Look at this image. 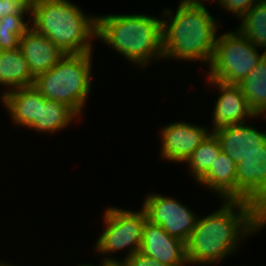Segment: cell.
<instances>
[{"instance_id": "obj_1", "label": "cell", "mask_w": 266, "mask_h": 266, "mask_svg": "<svg viewBox=\"0 0 266 266\" xmlns=\"http://www.w3.org/2000/svg\"><path fill=\"white\" fill-rule=\"evenodd\" d=\"M265 226L266 215L253 203L221 201L218 210L198 217L186 243L188 265L221 263L239 249L243 239Z\"/></svg>"}, {"instance_id": "obj_2", "label": "cell", "mask_w": 266, "mask_h": 266, "mask_svg": "<svg viewBox=\"0 0 266 266\" xmlns=\"http://www.w3.org/2000/svg\"><path fill=\"white\" fill-rule=\"evenodd\" d=\"M166 8L161 12L163 59L209 65L221 24L206 7L179 4L175 13Z\"/></svg>"}, {"instance_id": "obj_3", "label": "cell", "mask_w": 266, "mask_h": 266, "mask_svg": "<svg viewBox=\"0 0 266 266\" xmlns=\"http://www.w3.org/2000/svg\"><path fill=\"white\" fill-rule=\"evenodd\" d=\"M96 38L139 68L163 59L161 17L144 13L97 16Z\"/></svg>"}, {"instance_id": "obj_4", "label": "cell", "mask_w": 266, "mask_h": 266, "mask_svg": "<svg viewBox=\"0 0 266 266\" xmlns=\"http://www.w3.org/2000/svg\"><path fill=\"white\" fill-rule=\"evenodd\" d=\"M31 27L47 36L65 54L93 52L97 16L68 0H30Z\"/></svg>"}, {"instance_id": "obj_5", "label": "cell", "mask_w": 266, "mask_h": 266, "mask_svg": "<svg viewBox=\"0 0 266 266\" xmlns=\"http://www.w3.org/2000/svg\"><path fill=\"white\" fill-rule=\"evenodd\" d=\"M93 52L65 54L49 71L40 74L33 86L47 99L70 106L80 117L92 86Z\"/></svg>"}, {"instance_id": "obj_6", "label": "cell", "mask_w": 266, "mask_h": 266, "mask_svg": "<svg viewBox=\"0 0 266 266\" xmlns=\"http://www.w3.org/2000/svg\"><path fill=\"white\" fill-rule=\"evenodd\" d=\"M234 30L217 35L206 79L238 85L266 55L237 28Z\"/></svg>"}, {"instance_id": "obj_7", "label": "cell", "mask_w": 266, "mask_h": 266, "mask_svg": "<svg viewBox=\"0 0 266 266\" xmlns=\"http://www.w3.org/2000/svg\"><path fill=\"white\" fill-rule=\"evenodd\" d=\"M103 215L104 230L93 246L98 254H106L105 257L102 256L103 262L119 261L118 258L115 259V256L111 257L110 254L114 255L115 252L119 253L124 249L128 253L120 261H124L140 251L143 228L147 221L146 213L142 207L140 211H131L110 206L109 208L106 207Z\"/></svg>"}, {"instance_id": "obj_8", "label": "cell", "mask_w": 266, "mask_h": 266, "mask_svg": "<svg viewBox=\"0 0 266 266\" xmlns=\"http://www.w3.org/2000/svg\"><path fill=\"white\" fill-rule=\"evenodd\" d=\"M147 220L160 225L170 236L187 243L198 217L176 198L148 193L142 204Z\"/></svg>"}, {"instance_id": "obj_9", "label": "cell", "mask_w": 266, "mask_h": 266, "mask_svg": "<svg viewBox=\"0 0 266 266\" xmlns=\"http://www.w3.org/2000/svg\"><path fill=\"white\" fill-rule=\"evenodd\" d=\"M206 80L209 86L217 87L216 90L220 93L214 102L213 123L211 129H208L210 134L234 124L245 123L247 119L261 117L252 111L239 85L225 84L213 79Z\"/></svg>"}, {"instance_id": "obj_10", "label": "cell", "mask_w": 266, "mask_h": 266, "mask_svg": "<svg viewBox=\"0 0 266 266\" xmlns=\"http://www.w3.org/2000/svg\"><path fill=\"white\" fill-rule=\"evenodd\" d=\"M160 157L173 163H185L193 151L209 136L206 126L175 121L161 128Z\"/></svg>"}, {"instance_id": "obj_11", "label": "cell", "mask_w": 266, "mask_h": 266, "mask_svg": "<svg viewBox=\"0 0 266 266\" xmlns=\"http://www.w3.org/2000/svg\"><path fill=\"white\" fill-rule=\"evenodd\" d=\"M237 201L251 202L266 215V144L236 169Z\"/></svg>"}, {"instance_id": "obj_12", "label": "cell", "mask_w": 266, "mask_h": 266, "mask_svg": "<svg viewBox=\"0 0 266 266\" xmlns=\"http://www.w3.org/2000/svg\"><path fill=\"white\" fill-rule=\"evenodd\" d=\"M140 252L168 266L188 265L186 243L148 220L143 228Z\"/></svg>"}, {"instance_id": "obj_13", "label": "cell", "mask_w": 266, "mask_h": 266, "mask_svg": "<svg viewBox=\"0 0 266 266\" xmlns=\"http://www.w3.org/2000/svg\"><path fill=\"white\" fill-rule=\"evenodd\" d=\"M222 151L236 164L245 156L256 153L266 144V130H258L255 126L241 123L234 124L214 133Z\"/></svg>"}, {"instance_id": "obj_14", "label": "cell", "mask_w": 266, "mask_h": 266, "mask_svg": "<svg viewBox=\"0 0 266 266\" xmlns=\"http://www.w3.org/2000/svg\"><path fill=\"white\" fill-rule=\"evenodd\" d=\"M20 48L34 78L49 71L65 56L47 36L32 27L21 37Z\"/></svg>"}, {"instance_id": "obj_15", "label": "cell", "mask_w": 266, "mask_h": 266, "mask_svg": "<svg viewBox=\"0 0 266 266\" xmlns=\"http://www.w3.org/2000/svg\"><path fill=\"white\" fill-rule=\"evenodd\" d=\"M0 98L14 125L27 128L39 121L40 102L45 97L33 85L11 90Z\"/></svg>"}, {"instance_id": "obj_16", "label": "cell", "mask_w": 266, "mask_h": 266, "mask_svg": "<svg viewBox=\"0 0 266 266\" xmlns=\"http://www.w3.org/2000/svg\"><path fill=\"white\" fill-rule=\"evenodd\" d=\"M236 169L237 164L221 151L210 169L196 183L216 193L220 201H237Z\"/></svg>"}, {"instance_id": "obj_17", "label": "cell", "mask_w": 266, "mask_h": 266, "mask_svg": "<svg viewBox=\"0 0 266 266\" xmlns=\"http://www.w3.org/2000/svg\"><path fill=\"white\" fill-rule=\"evenodd\" d=\"M34 80L20 47L0 51V85L8 87L2 96L11 90L32 86Z\"/></svg>"}, {"instance_id": "obj_18", "label": "cell", "mask_w": 266, "mask_h": 266, "mask_svg": "<svg viewBox=\"0 0 266 266\" xmlns=\"http://www.w3.org/2000/svg\"><path fill=\"white\" fill-rule=\"evenodd\" d=\"M80 116L67 104L44 98L40 102L39 121H33L26 129H33L39 134L62 131Z\"/></svg>"}, {"instance_id": "obj_19", "label": "cell", "mask_w": 266, "mask_h": 266, "mask_svg": "<svg viewBox=\"0 0 266 266\" xmlns=\"http://www.w3.org/2000/svg\"><path fill=\"white\" fill-rule=\"evenodd\" d=\"M238 85L252 111L257 116H266V55Z\"/></svg>"}, {"instance_id": "obj_20", "label": "cell", "mask_w": 266, "mask_h": 266, "mask_svg": "<svg viewBox=\"0 0 266 266\" xmlns=\"http://www.w3.org/2000/svg\"><path fill=\"white\" fill-rule=\"evenodd\" d=\"M240 19L237 30L266 52V0H259Z\"/></svg>"}, {"instance_id": "obj_21", "label": "cell", "mask_w": 266, "mask_h": 266, "mask_svg": "<svg viewBox=\"0 0 266 266\" xmlns=\"http://www.w3.org/2000/svg\"><path fill=\"white\" fill-rule=\"evenodd\" d=\"M222 151L220 143L214 134L209 136L193 151L185 161L188 165L189 175L197 182L217 160Z\"/></svg>"}, {"instance_id": "obj_22", "label": "cell", "mask_w": 266, "mask_h": 266, "mask_svg": "<svg viewBox=\"0 0 266 266\" xmlns=\"http://www.w3.org/2000/svg\"><path fill=\"white\" fill-rule=\"evenodd\" d=\"M25 16L31 15H7L0 19V28L11 30L13 33L22 37L31 28V17L28 21ZM25 18V19H24ZM26 21V22H25Z\"/></svg>"}, {"instance_id": "obj_23", "label": "cell", "mask_w": 266, "mask_h": 266, "mask_svg": "<svg viewBox=\"0 0 266 266\" xmlns=\"http://www.w3.org/2000/svg\"><path fill=\"white\" fill-rule=\"evenodd\" d=\"M7 15H31L30 0H0V19Z\"/></svg>"}, {"instance_id": "obj_24", "label": "cell", "mask_w": 266, "mask_h": 266, "mask_svg": "<svg viewBox=\"0 0 266 266\" xmlns=\"http://www.w3.org/2000/svg\"><path fill=\"white\" fill-rule=\"evenodd\" d=\"M259 0H219L221 8L232 13L240 19Z\"/></svg>"}, {"instance_id": "obj_25", "label": "cell", "mask_w": 266, "mask_h": 266, "mask_svg": "<svg viewBox=\"0 0 266 266\" xmlns=\"http://www.w3.org/2000/svg\"><path fill=\"white\" fill-rule=\"evenodd\" d=\"M21 37L9 29L0 28V51L14 50L20 47Z\"/></svg>"}, {"instance_id": "obj_26", "label": "cell", "mask_w": 266, "mask_h": 266, "mask_svg": "<svg viewBox=\"0 0 266 266\" xmlns=\"http://www.w3.org/2000/svg\"><path fill=\"white\" fill-rule=\"evenodd\" d=\"M128 266H168L138 251L124 260Z\"/></svg>"}, {"instance_id": "obj_27", "label": "cell", "mask_w": 266, "mask_h": 266, "mask_svg": "<svg viewBox=\"0 0 266 266\" xmlns=\"http://www.w3.org/2000/svg\"><path fill=\"white\" fill-rule=\"evenodd\" d=\"M204 1L212 3V0H180L178 4L191 7H206V5H204ZM214 2H216L217 5L219 0H213V3Z\"/></svg>"}, {"instance_id": "obj_28", "label": "cell", "mask_w": 266, "mask_h": 266, "mask_svg": "<svg viewBox=\"0 0 266 266\" xmlns=\"http://www.w3.org/2000/svg\"><path fill=\"white\" fill-rule=\"evenodd\" d=\"M105 266H128L125 261H107Z\"/></svg>"}, {"instance_id": "obj_29", "label": "cell", "mask_w": 266, "mask_h": 266, "mask_svg": "<svg viewBox=\"0 0 266 266\" xmlns=\"http://www.w3.org/2000/svg\"><path fill=\"white\" fill-rule=\"evenodd\" d=\"M77 266H97V265H94V264H91V263H82V264H80V265H77ZM99 266V265H98ZM100 266H105V262H103V261H101L100 262Z\"/></svg>"}, {"instance_id": "obj_30", "label": "cell", "mask_w": 266, "mask_h": 266, "mask_svg": "<svg viewBox=\"0 0 266 266\" xmlns=\"http://www.w3.org/2000/svg\"><path fill=\"white\" fill-rule=\"evenodd\" d=\"M2 266H17V265L11 264L10 262L9 263L5 262Z\"/></svg>"}, {"instance_id": "obj_31", "label": "cell", "mask_w": 266, "mask_h": 266, "mask_svg": "<svg viewBox=\"0 0 266 266\" xmlns=\"http://www.w3.org/2000/svg\"><path fill=\"white\" fill-rule=\"evenodd\" d=\"M6 261H0V266H2Z\"/></svg>"}]
</instances>
